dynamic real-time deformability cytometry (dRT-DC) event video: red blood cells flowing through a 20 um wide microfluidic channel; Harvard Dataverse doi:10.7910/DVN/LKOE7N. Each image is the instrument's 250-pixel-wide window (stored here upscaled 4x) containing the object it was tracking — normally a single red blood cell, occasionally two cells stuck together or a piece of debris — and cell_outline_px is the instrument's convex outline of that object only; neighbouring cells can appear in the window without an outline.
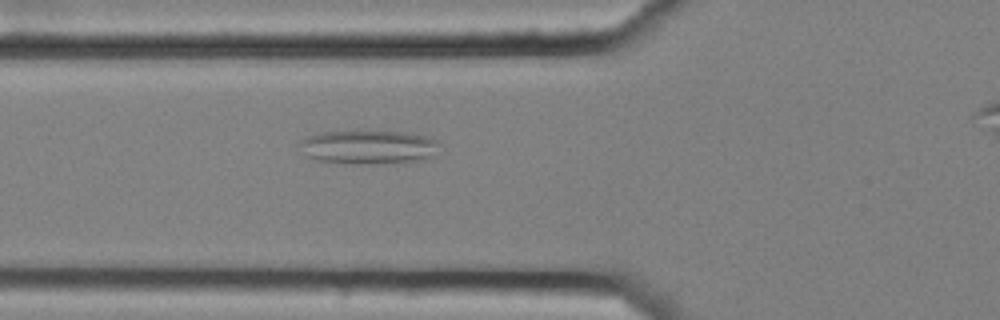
{"species": "common noctule bat (a hibernating species)", "species_latin": "Nyctalus noctula", "temperature_condition": "cold", "stored_images_in_passage": 5, "camera_frame_rate_fps": 3000, "um_per_image_px": 0.085, "animal": {"sex": "female", "body_mass_g": 25.1}, "frame": {"image": 1, "passage_image": 5, "time_ms": 1.333, "image_size_px": [1000, 320], "cell_outline_px": [[440, 144], [436, 156], [424, 160], [368, 164], [356, 164], [320, 160], [304, 156], [296, 144], [300, 140], [308, 136], [324, 132], [408, 132], [424, 136], [436, 140]], "centroid_in_image_um": [31.32, 12.51], "position_along_channel_um": 94.5, "area_um2": 27.63}}